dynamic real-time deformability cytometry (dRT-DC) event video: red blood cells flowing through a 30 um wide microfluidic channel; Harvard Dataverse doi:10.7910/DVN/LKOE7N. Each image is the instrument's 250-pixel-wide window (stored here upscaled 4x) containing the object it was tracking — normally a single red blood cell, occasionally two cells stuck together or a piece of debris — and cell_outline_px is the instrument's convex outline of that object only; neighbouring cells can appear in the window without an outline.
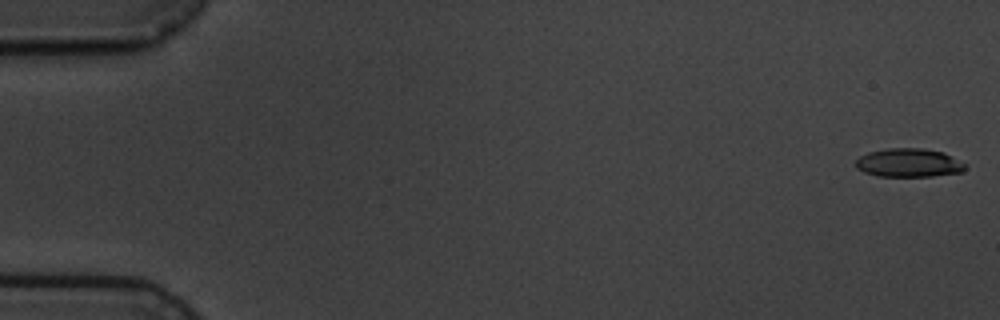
{"species": "common noctule bat (a hibernating species)", "species_latin": "Nyctalus noctula", "temperature_condition": "cold", "stored_images_in_passage": 9, "camera_frame_rate_fps": 3000, "um_per_image_px": 0.085, "animal": {"sex": "male", "body_mass_g": 19.5, "forearm_length_mm": 54.6}, "frame": {"image": 1, "passage_image": 1, "time_ms": 0.0, "image_size_px": [1000, 320], "cell_outline_px": [[968, 164], [964, 172], [932, 176], [880, 176], [864, 172], [856, 168], [856, 160], [860, 156], [868, 152], [888, 148], [924, 148], [944, 152]], "centroid_in_image_um": [77.3, 13.83], "position_along_channel_um": 7.7, "area_um2": 18.44}}
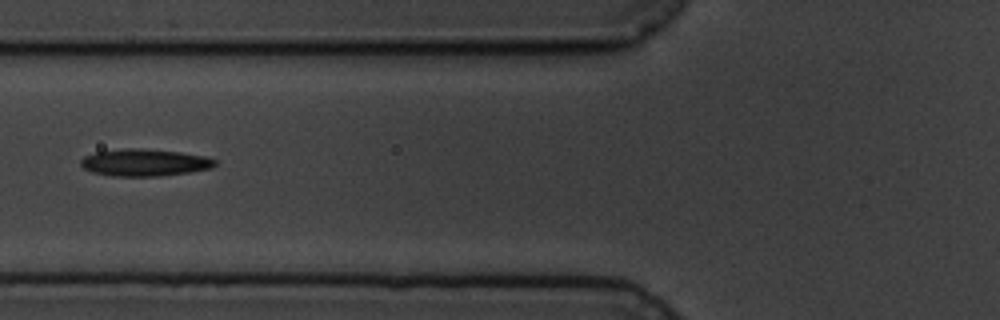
{"frame": {"image": 2, "passage_image": 7, "time_ms": 7.0, "image_size_px": [1000, 320], "cell_outline_px": [[216, 164], [212, 168], [188, 172], [160, 176], [112, 176], [92, 172], [84, 168], [80, 164], [80, 160], [84, 156], [96, 152], [124, 148], [144, 148], [180, 152], [208, 156], [216, 160]], "centroid_in_image_um": [12.3, 13.81], "position_along_channel_um": 113.5, "area_um2": 21.33}}
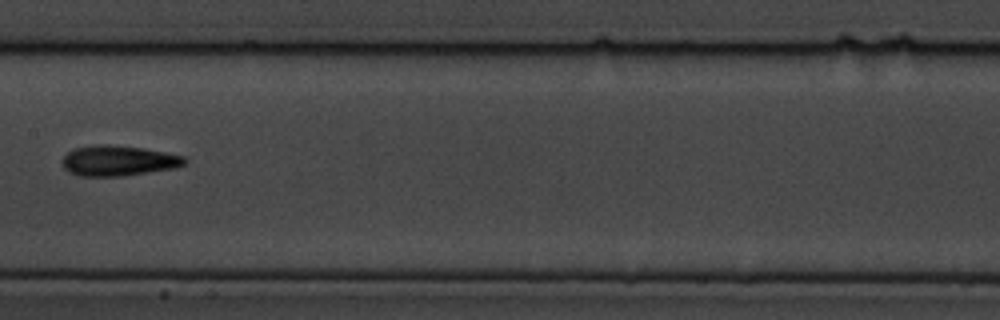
{"frame": {"image": 3, "passage_image": 9, "time_ms": 9.333, "image_size_px": [1000, 320], "cell_outline_px": [[188, 160], [184, 164], [172, 168], [148, 172], [120, 176], [80, 176], [64, 168], [60, 160], [72, 148], [100, 144], [108, 144], [144, 148], [184, 156]], "centroid_in_image_um": [10.02, 13.64], "position_along_channel_um": 197.4, "area_um2": 21.56}}